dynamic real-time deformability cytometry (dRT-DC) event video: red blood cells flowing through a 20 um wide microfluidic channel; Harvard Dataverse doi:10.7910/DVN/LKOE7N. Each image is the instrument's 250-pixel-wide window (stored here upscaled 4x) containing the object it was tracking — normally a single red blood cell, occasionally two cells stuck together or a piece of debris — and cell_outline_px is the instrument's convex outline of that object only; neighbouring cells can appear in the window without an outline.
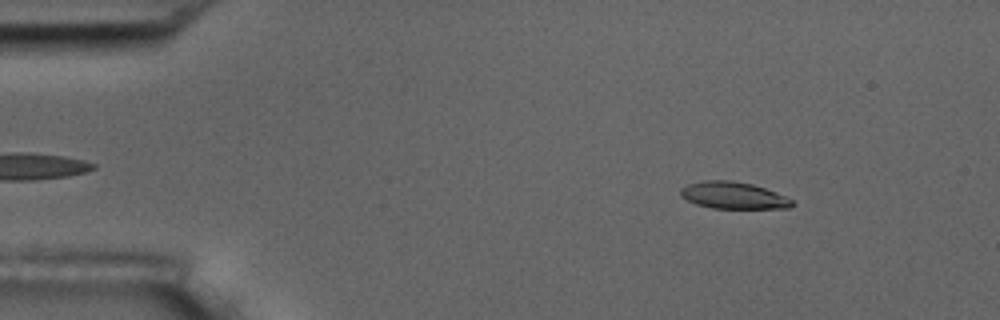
{"species": "common noctule bat (a hibernating species)", "species_latin": "Nyctalus noctula", "temperature_condition": "room temperature", "stored_images_in_passage": 56, "camera_frame_rate_fps": 3000, "um_per_image_px": 0.085, "animal": {"sex": "male", "body_mass_g": 17.5, "forearm_length_mm": 52.3}, "frame": {"image": 1, "passage_image": 8, "time_ms": 2.333, "image_size_px": [1000, 320], "cell_outline_px": [[796, 204], [788, 208], [712, 208], [696, 204], [680, 196], [680, 188], [688, 184], [704, 180], [732, 180], [752, 184], [776, 192], [792, 200]], "centroid_in_image_um": [62.32, 16.6], "position_along_channel_um": 22.7, "area_um2": 17.46}}
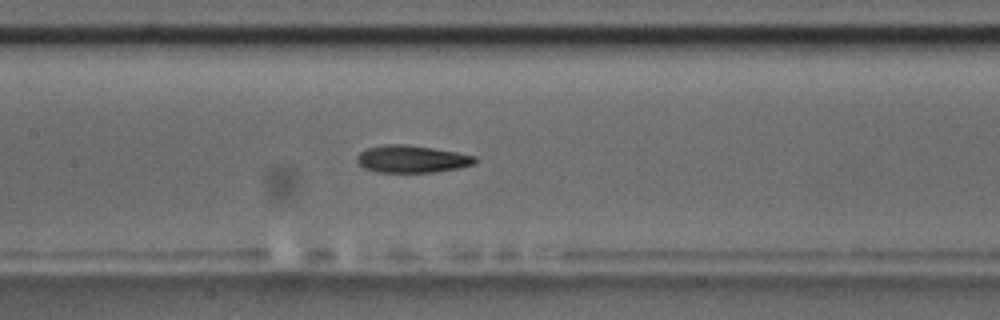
{"frame": {"image": 2, "passage_image": 27, "time_ms": 8.667, "image_size_px": [1000, 320], "cell_outline_px": [[476, 160], [472, 164], [460, 168], [436, 172], [380, 172], [364, 168], [356, 160], [356, 156], [360, 152], [368, 148], [384, 144], [404, 144], [432, 148], [456, 152], [476, 156]], "centroid_in_image_um": [34.99, 13.51], "position_along_channel_um": 172.4, "area_um2": 18.67}}
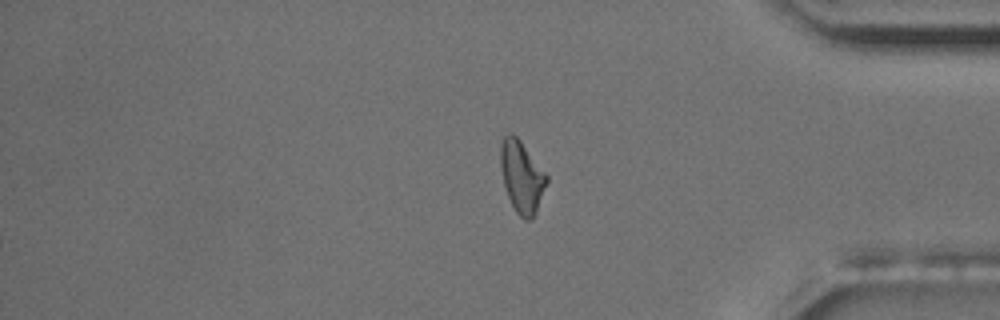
{"frame": {"image": 3, "passage_image": 47, "time_ms": 15.333, "image_size_px": [1000, 320], "cell_outline_px": [[548, 180], [536, 212], [532, 220], [524, 220], [516, 212], [508, 196], [504, 184], [500, 168], [500, 148], [504, 136], [508, 132], [512, 132], [520, 140], [548, 176]], "centroid_in_image_um": [44.34, 15.02], "position_along_channel_um": 390.9, "area_um2": 19.19}, "authors_computed_cell_mechanics": {"area_um2": 18.3804, "velocity_mm_per_s": 3.5985, "shape_relaxation_time_tau1_ms": 4.8026, "shape_relaxation_time_tau2_ms": 2.2969, "deformation_change_tau1": 0.1622, "deformation_change_tau2": 0.0906}}